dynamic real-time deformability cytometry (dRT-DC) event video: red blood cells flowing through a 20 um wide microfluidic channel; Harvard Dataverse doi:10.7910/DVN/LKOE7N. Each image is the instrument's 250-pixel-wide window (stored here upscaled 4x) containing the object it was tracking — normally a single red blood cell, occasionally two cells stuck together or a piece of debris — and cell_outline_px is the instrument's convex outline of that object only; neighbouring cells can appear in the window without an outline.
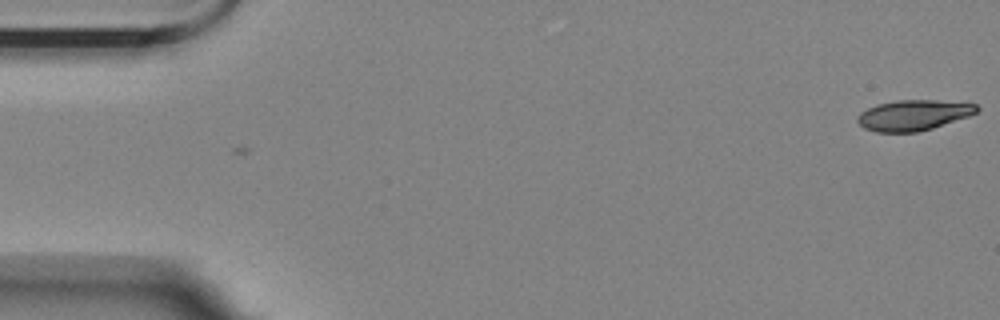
{"species": "Egyptian fruit bat (a non-hibernating species)", "species_latin": "Rousettus aegyptiacus", "temperature_condition": "room temperature", "stored_images_in_passage": 2, "camera_frame_rate_fps": 3000, "um_per_image_px": 0.085, "animal": {"sex": "female"}, "frame": {"image": 1, "passage_image": 2, "time_ms": 0.333, "image_size_px": [1000, 320], "cell_outline_px": [[980, 108], [976, 112], [968, 116], [932, 128], [916, 132], [876, 132], [864, 128], [856, 120], [856, 116], [860, 112], [876, 104], [900, 100], [936, 100], [976, 104]], "centroid_in_image_um": [77.6, 9.79], "position_along_channel_um": 7.4, "area_um2": 21.1}}